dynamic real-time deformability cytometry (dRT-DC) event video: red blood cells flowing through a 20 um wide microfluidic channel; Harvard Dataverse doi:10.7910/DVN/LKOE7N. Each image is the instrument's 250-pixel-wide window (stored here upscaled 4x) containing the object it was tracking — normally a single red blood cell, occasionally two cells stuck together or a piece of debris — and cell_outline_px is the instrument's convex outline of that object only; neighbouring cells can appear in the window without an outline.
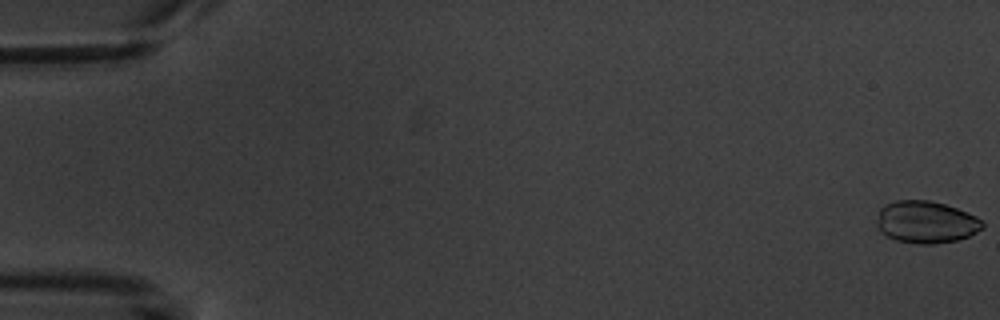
{"species": "common noctule bat (a hibernating species)", "species_latin": "Nyctalus noctula", "temperature_condition": "warm", "stored_images_in_passage": 5, "camera_frame_rate_fps": 3000, "um_per_image_px": 0.085, "animal": {"sex": "male", "body_mass_g": 20.1, "forearm_length_mm": 53.5}, "frame": {"image": 1, "passage_image": 1, "time_ms": 0.0, "image_size_px": [1000, 320], "cell_outline_px": [[984, 228], [968, 236], [956, 240], [932, 244], [916, 244], [896, 240], [880, 232], [876, 224], [880, 208], [884, 204], [896, 200], [928, 200], [944, 204], [956, 208], [976, 216], [984, 224]], "centroid_in_image_um": [78.68, 18.87], "position_along_channel_um": 6.3, "area_um2": 25.95}}